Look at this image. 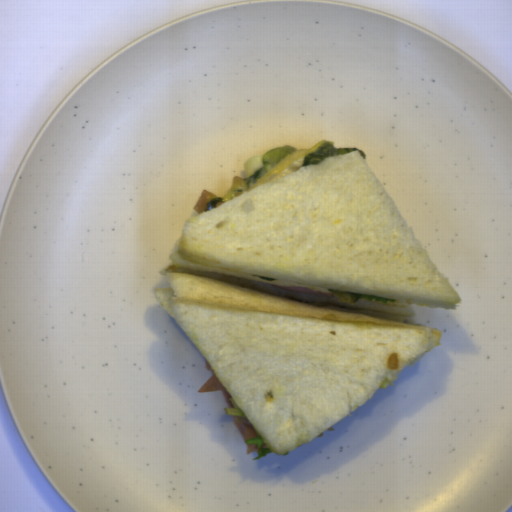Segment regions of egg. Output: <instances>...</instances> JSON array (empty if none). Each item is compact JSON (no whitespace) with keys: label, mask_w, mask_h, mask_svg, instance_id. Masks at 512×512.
I'll return each instance as SVG.
<instances>
[{"label":"egg","mask_w":512,"mask_h":512,"mask_svg":"<svg viewBox=\"0 0 512 512\" xmlns=\"http://www.w3.org/2000/svg\"><path fill=\"white\" fill-rule=\"evenodd\" d=\"M181 248V237L176 241L174 250L172 254H170V259L174 265L175 268H181L192 272H208V273H215V274H221L226 275L230 277L245 279L249 281H254L262 284H272L274 286H296V287H302L307 288L316 292H323V293H332L327 288H323L320 286H313V285H307L302 283H296L286 280H275V281H269L262 278L255 277L251 273H242V272H236V271H230V270H224V269H218V268H212L204 265H200L197 263L189 262L182 258V256L179 253V250Z\"/></svg>","instance_id":"d2b9013d"},{"label":"egg","mask_w":512,"mask_h":512,"mask_svg":"<svg viewBox=\"0 0 512 512\" xmlns=\"http://www.w3.org/2000/svg\"><path fill=\"white\" fill-rule=\"evenodd\" d=\"M265 155H256L249 158L243 165L247 178L257 173L264 165L262 158Z\"/></svg>","instance_id":"2799bb9f"},{"label":"egg","mask_w":512,"mask_h":512,"mask_svg":"<svg viewBox=\"0 0 512 512\" xmlns=\"http://www.w3.org/2000/svg\"><path fill=\"white\" fill-rule=\"evenodd\" d=\"M305 162L304 157L303 158H297L292 163H290L287 167H285L282 171H280L277 175H275L273 178L268 180L267 182L274 181L278 178H282L292 172H296L299 168L303 167Z\"/></svg>","instance_id":"db1cbce2"}]
</instances>
